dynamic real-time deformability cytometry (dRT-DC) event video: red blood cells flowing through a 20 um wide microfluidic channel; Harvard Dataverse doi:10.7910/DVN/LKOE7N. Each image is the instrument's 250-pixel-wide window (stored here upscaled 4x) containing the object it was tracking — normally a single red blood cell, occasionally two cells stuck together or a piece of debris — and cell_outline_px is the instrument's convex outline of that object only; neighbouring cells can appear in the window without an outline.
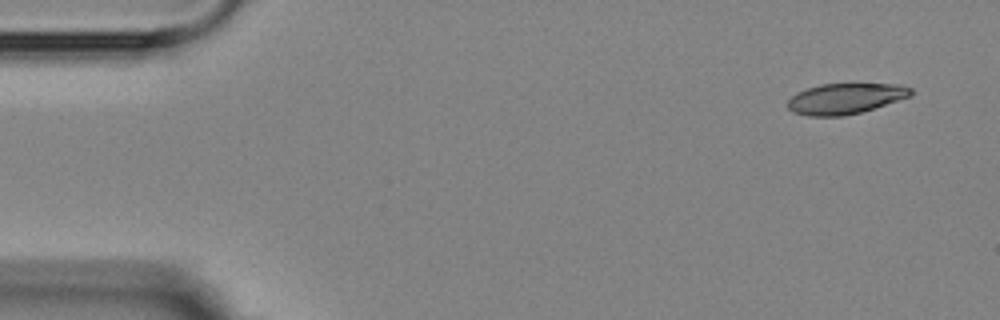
{"species": "Egyptian fruit bat (a non-hibernating species)", "species_latin": "Rousettus aegyptiacus", "temperature_condition": "room temperature", "stored_images_in_passage": 5, "camera_frame_rate_fps": 3000, "um_per_image_px": 0.085, "animal": {"sex": "female"}, "frame": {"image": 1, "passage_image": 1, "time_ms": 0.0, "image_size_px": [1000, 320], "cell_outline_px": [[912, 96], [860, 112], [844, 116], [808, 116], [792, 112], [788, 108], [788, 100], [796, 92], [820, 84], [900, 84], [912, 88]], "centroid_in_image_um": [71.85, 8.38], "position_along_channel_um": 13.2, "area_um2": 21.96}}
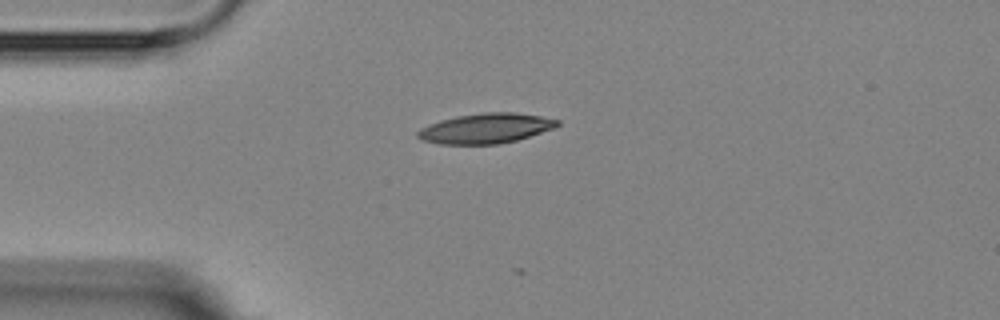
{"frame": {"image": 2, "passage_image": 4, "time_ms": 3.333, "image_size_px": [1000, 320], "cell_outline_px": [[560, 124], [556, 128], [516, 140], [500, 144], [440, 144], [420, 140], [416, 136], [416, 132], [420, 128], [428, 124], [440, 120], [456, 116], [480, 112], [516, 112], [540, 116], [560, 120]], "centroid_in_image_um": [41.27, 10.9], "position_along_channel_um": 43.7, "area_um2": 24.74}}